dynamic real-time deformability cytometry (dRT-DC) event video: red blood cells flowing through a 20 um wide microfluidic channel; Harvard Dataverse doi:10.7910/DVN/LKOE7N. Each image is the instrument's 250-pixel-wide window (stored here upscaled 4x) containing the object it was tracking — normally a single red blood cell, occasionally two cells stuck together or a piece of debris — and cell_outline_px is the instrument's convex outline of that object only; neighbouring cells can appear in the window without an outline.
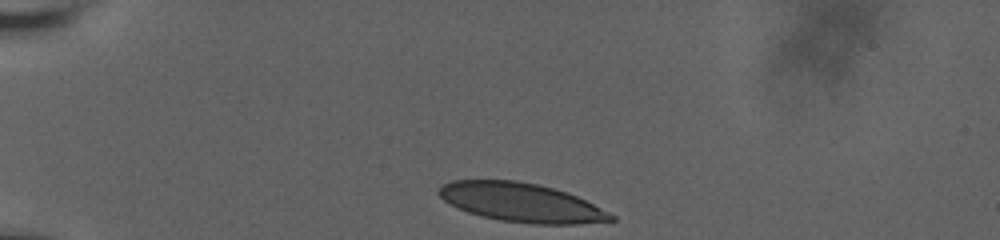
{"species": "human", "species_latin": "Homo sapiens", "temperature_condition": "room temperature", "stored_images_in_passage": 36, "camera_frame_rate_fps": 3000, "um_per_image_px": 0.085, "donor": {"sex": "male"}, "frame": {"image": 1, "passage_image": 1, "time_ms": 0.0, "image_size_px": [1000, 240], "cell_outline_px": [[616, 220], [580, 224], [532, 224], [500, 220], [480, 216], [456, 208], [444, 200], [436, 192], [444, 184], [452, 180], [516, 180], [536, 184], [552, 188], [576, 196], [616, 216]], "centroid_in_image_um": [44.28, 17.22], "position_along_channel_um": 40.7, "area_um2": 38.78}}
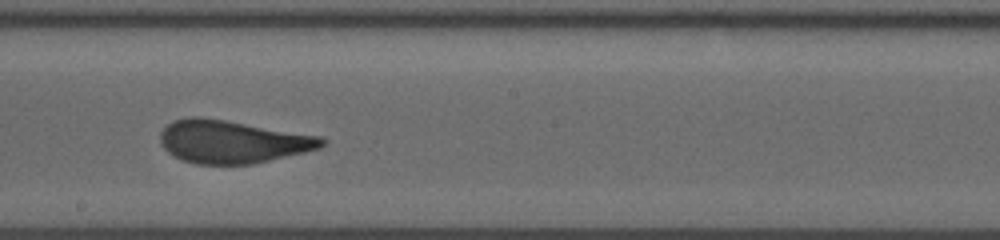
{"frame": {"image": 2, "passage_image": 21, "time_ms": 6.667, "image_size_px": [1000, 240], "cell_outline_px": [[328, 140], [320, 148], [304, 152], [252, 164], [196, 164], [180, 160], [172, 156], [160, 144], [160, 132], [172, 120], [188, 116], [200, 116], [320, 136]], "centroid_in_image_um": [19.7, 12.04], "position_along_channel_um": 228.5, "area_um2": 40.4}}
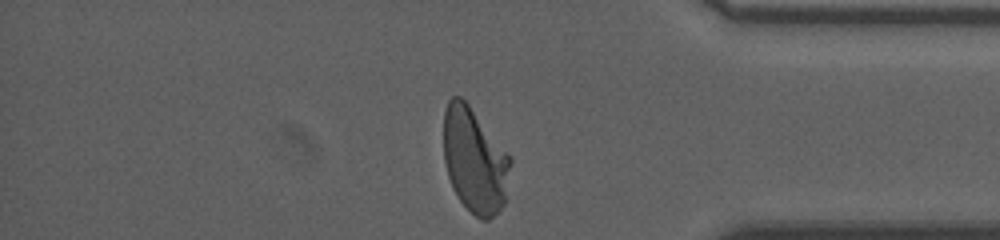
{"frame": {"image": 3, "passage_image": 36, "time_ms": 11.667, "image_size_px": [1000, 240], "cell_outline_px": [[512, 160], [504, 204], [488, 220], [480, 220], [460, 200], [452, 188], [448, 176], [444, 160], [444, 112], [448, 100], [452, 96], [460, 96], [468, 104], [512, 156]], "centroid_in_image_um": [40.35, 13.61], "position_along_channel_um": 394.8, "area_um2": 40.86}, "authors_computed_cell_mechanics": {"area_um2": 40.3444, "velocity_mm_per_s": 3.6427, "shape_relaxation_time_tau1_ms": 8.3395, "shape_relaxation_time_tau2_ms": null, "deformation_change_tau1": 0.2349, "deformation_change_tau2": null}}